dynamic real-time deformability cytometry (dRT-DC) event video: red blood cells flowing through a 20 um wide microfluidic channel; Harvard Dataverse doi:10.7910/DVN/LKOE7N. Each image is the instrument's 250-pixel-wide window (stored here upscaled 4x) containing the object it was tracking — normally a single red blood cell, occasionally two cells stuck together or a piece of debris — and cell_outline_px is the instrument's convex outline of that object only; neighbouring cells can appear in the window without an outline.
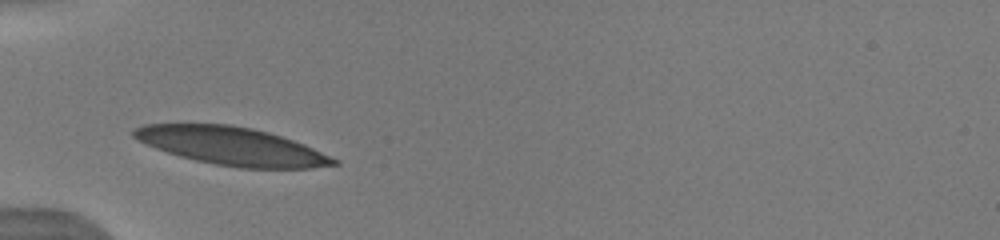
{"species": "human", "species_latin": "Homo sapiens", "temperature_condition": "warm", "stored_images_in_passage": 30, "camera_frame_rate_fps": 3000, "um_per_image_px": 0.085, "donor": {"sex": "male"}, "frame": {"image": 1, "passage_image": 1, "time_ms": 0.0, "image_size_px": [1000, 240], "cell_outline_px": [[340, 164], [312, 168], [240, 168], [216, 164], [196, 160], [180, 156], [156, 148], [132, 136], [132, 128], [144, 124], [232, 124], [252, 128], [268, 132], [304, 144], [332, 156], [340, 160]], "centroid_in_image_um": [19.74, 12.41], "position_along_channel_um": 65.3, "area_um2": 44.04}, "authors_computed_cell_mechanics": {"area_um2": 43.0032, "velocity_mm_per_s": 3.9299, "shape_relaxation_time_tau1_ms": 2.3131, "shape_relaxation_time_tau2_ms": 1.789, "deformation_change_tau1": 0.1203, "deformation_change_tau2": 0.0916}}